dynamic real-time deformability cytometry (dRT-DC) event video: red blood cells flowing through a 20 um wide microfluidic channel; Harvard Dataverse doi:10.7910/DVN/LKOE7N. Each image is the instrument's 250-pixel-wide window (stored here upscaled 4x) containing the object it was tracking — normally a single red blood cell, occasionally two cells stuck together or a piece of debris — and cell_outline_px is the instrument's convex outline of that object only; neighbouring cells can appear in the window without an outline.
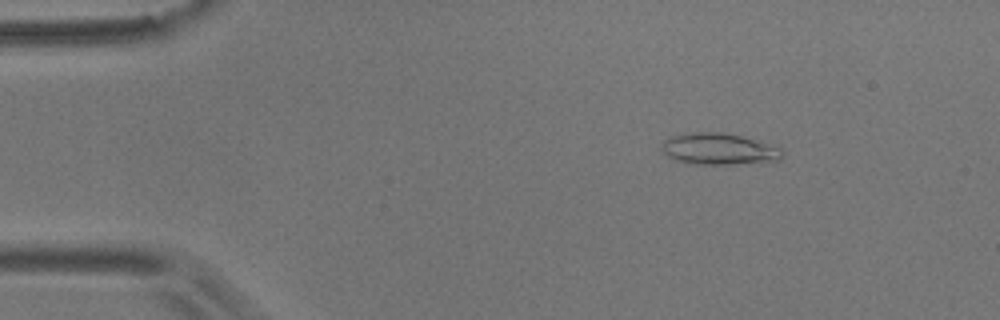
{"species": "common noctule bat (a hibernating species)", "species_latin": "Nyctalus noctula", "temperature_condition": "room temperature", "stored_images_in_passage": 3, "camera_frame_rate_fps": 3000, "um_per_image_px": 0.085, "animal": {"sex": "male", "body_mass_g": 17.9}, "frame": {"image": 1, "passage_image": 1, "time_ms": 0.0, "image_size_px": [1000, 320], "cell_outline_px": [[784, 152], [780, 160], [732, 164], [688, 164], [676, 160], [668, 156], [660, 148], [664, 140], [672, 136], [692, 132], [724, 132], [740, 136], [768, 144], [780, 148]], "centroid_in_image_um": [61.07, 12.67], "position_along_channel_um": 23.9, "area_um2": 21.96}}